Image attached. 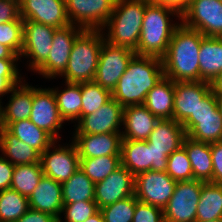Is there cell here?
Listing matches in <instances>:
<instances>
[{
	"label": "cell",
	"instance_id": "1",
	"mask_svg": "<svg viewBox=\"0 0 222 222\" xmlns=\"http://www.w3.org/2000/svg\"><path fill=\"white\" fill-rule=\"evenodd\" d=\"M204 37L180 22L162 57L164 76L174 82L200 81L199 50Z\"/></svg>",
	"mask_w": 222,
	"mask_h": 222
},
{
	"label": "cell",
	"instance_id": "2",
	"mask_svg": "<svg viewBox=\"0 0 222 222\" xmlns=\"http://www.w3.org/2000/svg\"><path fill=\"white\" fill-rule=\"evenodd\" d=\"M164 76L162 58L135 54L112 91L123 107L144 104L147 93Z\"/></svg>",
	"mask_w": 222,
	"mask_h": 222
},
{
	"label": "cell",
	"instance_id": "3",
	"mask_svg": "<svg viewBox=\"0 0 222 222\" xmlns=\"http://www.w3.org/2000/svg\"><path fill=\"white\" fill-rule=\"evenodd\" d=\"M171 16L181 21V16L170 8L153 2L146 4L139 44L135 50L137 55L162 58L166 54L171 37L180 25L179 22L173 23Z\"/></svg>",
	"mask_w": 222,
	"mask_h": 222
},
{
	"label": "cell",
	"instance_id": "4",
	"mask_svg": "<svg viewBox=\"0 0 222 222\" xmlns=\"http://www.w3.org/2000/svg\"><path fill=\"white\" fill-rule=\"evenodd\" d=\"M147 3L145 0H116L112 15L101 29L105 41L135 51L139 44Z\"/></svg>",
	"mask_w": 222,
	"mask_h": 222
},
{
	"label": "cell",
	"instance_id": "5",
	"mask_svg": "<svg viewBox=\"0 0 222 222\" xmlns=\"http://www.w3.org/2000/svg\"><path fill=\"white\" fill-rule=\"evenodd\" d=\"M105 41L101 29H84L75 39L64 73L60 76L68 83L94 80L101 46Z\"/></svg>",
	"mask_w": 222,
	"mask_h": 222
},
{
	"label": "cell",
	"instance_id": "6",
	"mask_svg": "<svg viewBox=\"0 0 222 222\" xmlns=\"http://www.w3.org/2000/svg\"><path fill=\"white\" fill-rule=\"evenodd\" d=\"M186 136L203 143L222 141V117L217 105V97L210 91L199 103L194 115L183 123Z\"/></svg>",
	"mask_w": 222,
	"mask_h": 222
},
{
	"label": "cell",
	"instance_id": "7",
	"mask_svg": "<svg viewBox=\"0 0 222 222\" xmlns=\"http://www.w3.org/2000/svg\"><path fill=\"white\" fill-rule=\"evenodd\" d=\"M168 157L163 150L149 147L146 140H122L120 160L134 176L145 171L166 172Z\"/></svg>",
	"mask_w": 222,
	"mask_h": 222
},
{
	"label": "cell",
	"instance_id": "8",
	"mask_svg": "<svg viewBox=\"0 0 222 222\" xmlns=\"http://www.w3.org/2000/svg\"><path fill=\"white\" fill-rule=\"evenodd\" d=\"M180 22L205 37L222 38V3L219 0H190Z\"/></svg>",
	"mask_w": 222,
	"mask_h": 222
},
{
	"label": "cell",
	"instance_id": "9",
	"mask_svg": "<svg viewBox=\"0 0 222 222\" xmlns=\"http://www.w3.org/2000/svg\"><path fill=\"white\" fill-rule=\"evenodd\" d=\"M200 180L176 182L173 195L163 209L165 222H196L202 185Z\"/></svg>",
	"mask_w": 222,
	"mask_h": 222
},
{
	"label": "cell",
	"instance_id": "10",
	"mask_svg": "<svg viewBox=\"0 0 222 222\" xmlns=\"http://www.w3.org/2000/svg\"><path fill=\"white\" fill-rule=\"evenodd\" d=\"M83 30L84 28L73 24L57 28L47 59L34 72L46 79L60 78L67 67L73 43Z\"/></svg>",
	"mask_w": 222,
	"mask_h": 222
},
{
	"label": "cell",
	"instance_id": "11",
	"mask_svg": "<svg viewBox=\"0 0 222 222\" xmlns=\"http://www.w3.org/2000/svg\"><path fill=\"white\" fill-rule=\"evenodd\" d=\"M135 54L130 48L114 46L104 41L93 81L112 93Z\"/></svg>",
	"mask_w": 222,
	"mask_h": 222
},
{
	"label": "cell",
	"instance_id": "12",
	"mask_svg": "<svg viewBox=\"0 0 222 222\" xmlns=\"http://www.w3.org/2000/svg\"><path fill=\"white\" fill-rule=\"evenodd\" d=\"M55 140L42 154L40 162L44 176L63 183L80 169V157L73 142L56 145ZM53 149V150H52Z\"/></svg>",
	"mask_w": 222,
	"mask_h": 222
},
{
	"label": "cell",
	"instance_id": "13",
	"mask_svg": "<svg viewBox=\"0 0 222 222\" xmlns=\"http://www.w3.org/2000/svg\"><path fill=\"white\" fill-rule=\"evenodd\" d=\"M116 0H65L70 24L84 29H102L115 7Z\"/></svg>",
	"mask_w": 222,
	"mask_h": 222
},
{
	"label": "cell",
	"instance_id": "14",
	"mask_svg": "<svg viewBox=\"0 0 222 222\" xmlns=\"http://www.w3.org/2000/svg\"><path fill=\"white\" fill-rule=\"evenodd\" d=\"M56 28L30 20H23V45L21 57L28 58L33 72L47 59L51 51Z\"/></svg>",
	"mask_w": 222,
	"mask_h": 222
},
{
	"label": "cell",
	"instance_id": "15",
	"mask_svg": "<svg viewBox=\"0 0 222 222\" xmlns=\"http://www.w3.org/2000/svg\"><path fill=\"white\" fill-rule=\"evenodd\" d=\"M176 181L166 172L145 171L135 176V196L138 201L162 210L173 195Z\"/></svg>",
	"mask_w": 222,
	"mask_h": 222
},
{
	"label": "cell",
	"instance_id": "16",
	"mask_svg": "<svg viewBox=\"0 0 222 222\" xmlns=\"http://www.w3.org/2000/svg\"><path fill=\"white\" fill-rule=\"evenodd\" d=\"M29 119L54 140H61L59 130L65 121L60 115L56 97L51 88L33 86L32 111Z\"/></svg>",
	"mask_w": 222,
	"mask_h": 222
},
{
	"label": "cell",
	"instance_id": "17",
	"mask_svg": "<svg viewBox=\"0 0 222 222\" xmlns=\"http://www.w3.org/2000/svg\"><path fill=\"white\" fill-rule=\"evenodd\" d=\"M123 109L114 98L92 114L83 116L76 125L74 134L122 133Z\"/></svg>",
	"mask_w": 222,
	"mask_h": 222
},
{
	"label": "cell",
	"instance_id": "18",
	"mask_svg": "<svg viewBox=\"0 0 222 222\" xmlns=\"http://www.w3.org/2000/svg\"><path fill=\"white\" fill-rule=\"evenodd\" d=\"M133 195H135V176L122 165L95 184L94 201L99 209Z\"/></svg>",
	"mask_w": 222,
	"mask_h": 222
},
{
	"label": "cell",
	"instance_id": "19",
	"mask_svg": "<svg viewBox=\"0 0 222 222\" xmlns=\"http://www.w3.org/2000/svg\"><path fill=\"white\" fill-rule=\"evenodd\" d=\"M20 15L23 20L63 28L70 24L65 0H20Z\"/></svg>",
	"mask_w": 222,
	"mask_h": 222
},
{
	"label": "cell",
	"instance_id": "20",
	"mask_svg": "<svg viewBox=\"0 0 222 222\" xmlns=\"http://www.w3.org/2000/svg\"><path fill=\"white\" fill-rule=\"evenodd\" d=\"M211 91V85L205 81L174 82L173 120L182 124L203 98Z\"/></svg>",
	"mask_w": 222,
	"mask_h": 222
},
{
	"label": "cell",
	"instance_id": "21",
	"mask_svg": "<svg viewBox=\"0 0 222 222\" xmlns=\"http://www.w3.org/2000/svg\"><path fill=\"white\" fill-rule=\"evenodd\" d=\"M71 140L77 148L80 159L120 156L121 133L73 134Z\"/></svg>",
	"mask_w": 222,
	"mask_h": 222
},
{
	"label": "cell",
	"instance_id": "22",
	"mask_svg": "<svg viewBox=\"0 0 222 222\" xmlns=\"http://www.w3.org/2000/svg\"><path fill=\"white\" fill-rule=\"evenodd\" d=\"M28 201L30 209L50 214L56 219L62 218L63 198L60 182L43 176Z\"/></svg>",
	"mask_w": 222,
	"mask_h": 222
},
{
	"label": "cell",
	"instance_id": "23",
	"mask_svg": "<svg viewBox=\"0 0 222 222\" xmlns=\"http://www.w3.org/2000/svg\"><path fill=\"white\" fill-rule=\"evenodd\" d=\"M7 105L0 103V127H7L10 123L29 119L32 111L33 86L22 81L10 92Z\"/></svg>",
	"mask_w": 222,
	"mask_h": 222
},
{
	"label": "cell",
	"instance_id": "24",
	"mask_svg": "<svg viewBox=\"0 0 222 222\" xmlns=\"http://www.w3.org/2000/svg\"><path fill=\"white\" fill-rule=\"evenodd\" d=\"M158 121L143 104L124 107L122 140H147Z\"/></svg>",
	"mask_w": 222,
	"mask_h": 222
},
{
	"label": "cell",
	"instance_id": "25",
	"mask_svg": "<svg viewBox=\"0 0 222 222\" xmlns=\"http://www.w3.org/2000/svg\"><path fill=\"white\" fill-rule=\"evenodd\" d=\"M186 137L182 124L173 119L159 120L147 138L149 147L163 150L168 157L173 151L178 150Z\"/></svg>",
	"mask_w": 222,
	"mask_h": 222
},
{
	"label": "cell",
	"instance_id": "26",
	"mask_svg": "<svg viewBox=\"0 0 222 222\" xmlns=\"http://www.w3.org/2000/svg\"><path fill=\"white\" fill-rule=\"evenodd\" d=\"M143 105L159 120L173 119L174 81L163 76L147 93Z\"/></svg>",
	"mask_w": 222,
	"mask_h": 222
},
{
	"label": "cell",
	"instance_id": "27",
	"mask_svg": "<svg viewBox=\"0 0 222 222\" xmlns=\"http://www.w3.org/2000/svg\"><path fill=\"white\" fill-rule=\"evenodd\" d=\"M0 152L14 166L32 163H41V154L19 140L5 127H0Z\"/></svg>",
	"mask_w": 222,
	"mask_h": 222
},
{
	"label": "cell",
	"instance_id": "28",
	"mask_svg": "<svg viewBox=\"0 0 222 222\" xmlns=\"http://www.w3.org/2000/svg\"><path fill=\"white\" fill-rule=\"evenodd\" d=\"M182 146L185 148L191 162L193 178L205 183H213L211 144L198 142L186 136Z\"/></svg>",
	"mask_w": 222,
	"mask_h": 222
},
{
	"label": "cell",
	"instance_id": "29",
	"mask_svg": "<svg viewBox=\"0 0 222 222\" xmlns=\"http://www.w3.org/2000/svg\"><path fill=\"white\" fill-rule=\"evenodd\" d=\"M200 81L211 83L222 72V38L204 37L199 50Z\"/></svg>",
	"mask_w": 222,
	"mask_h": 222
},
{
	"label": "cell",
	"instance_id": "30",
	"mask_svg": "<svg viewBox=\"0 0 222 222\" xmlns=\"http://www.w3.org/2000/svg\"><path fill=\"white\" fill-rule=\"evenodd\" d=\"M217 219H222V184L206 182L200 192L196 222Z\"/></svg>",
	"mask_w": 222,
	"mask_h": 222
},
{
	"label": "cell",
	"instance_id": "31",
	"mask_svg": "<svg viewBox=\"0 0 222 222\" xmlns=\"http://www.w3.org/2000/svg\"><path fill=\"white\" fill-rule=\"evenodd\" d=\"M64 85L65 87L62 91L58 87L51 88L56 97L58 110L64 121L78 122L81 119V83L65 82Z\"/></svg>",
	"mask_w": 222,
	"mask_h": 222
},
{
	"label": "cell",
	"instance_id": "32",
	"mask_svg": "<svg viewBox=\"0 0 222 222\" xmlns=\"http://www.w3.org/2000/svg\"><path fill=\"white\" fill-rule=\"evenodd\" d=\"M6 129L40 154L55 141L46 131L31 122L30 119L12 122Z\"/></svg>",
	"mask_w": 222,
	"mask_h": 222
},
{
	"label": "cell",
	"instance_id": "33",
	"mask_svg": "<svg viewBox=\"0 0 222 222\" xmlns=\"http://www.w3.org/2000/svg\"><path fill=\"white\" fill-rule=\"evenodd\" d=\"M63 204L94 201L95 183L80 169L67 181L61 183Z\"/></svg>",
	"mask_w": 222,
	"mask_h": 222
},
{
	"label": "cell",
	"instance_id": "34",
	"mask_svg": "<svg viewBox=\"0 0 222 222\" xmlns=\"http://www.w3.org/2000/svg\"><path fill=\"white\" fill-rule=\"evenodd\" d=\"M43 176L41 163L16 165L10 188L29 198Z\"/></svg>",
	"mask_w": 222,
	"mask_h": 222
},
{
	"label": "cell",
	"instance_id": "35",
	"mask_svg": "<svg viewBox=\"0 0 222 222\" xmlns=\"http://www.w3.org/2000/svg\"><path fill=\"white\" fill-rule=\"evenodd\" d=\"M29 209L28 197L11 188L0 191V222H16Z\"/></svg>",
	"mask_w": 222,
	"mask_h": 222
},
{
	"label": "cell",
	"instance_id": "36",
	"mask_svg": "<svg viewBox=\"0 0 222 222\" xmlns=\"http://www.w3.org/2000/svg\"><path fill=\"white\" fill-rule=\"evenodd\" d=\"M120 165V156H101L80 159V170L95 184L108 177Z\"/></svg>",
	"mask_w": 222,
	"mask_h": 222
},
{
	"label": "cell",
	"instance_id": "37",
	"mask_svg": "<svg viewBox=\"0 0 222 222\" xmlns=\"http://www.w3.org/2000/svg\"><path fill=\"white\" fill-rule=\"evenodd\" d=\"M81 118L92 114L112 98V93L94 81L81 83Z\"/></svg>",
	"mask_w": 222,
	"mask_h": 222
},
{
	"label": "cell",
	"instance_id": "38",
	"mask_svg": "<svg viewBox=\"0 0 222 222\" xmlns=\"http://www.w3.org/2000/svg\"><path fill=\"white\" fill-rule=\"evenodd\" d=\"M166 173L176 182L194 179L191 162L183 146L168 156Z\"/></svg>",
	"mask_w": 222,
	"mask_h": 222
},
{
	"label": "cell",
	"instance_id": "39",
	"mask_svg": "<svg viewBox=\"0 0 222 222\" xmlns=\"http://www.w3.org/2000/svg\"><path fill=\"white\" fill-rule=\"evenodd\" d=\"M137 201L133 195L99 210L105 222H132Z\"/></svg>",
	"mask_w": 222,
	"mask_h": 222
},
{
	"label": "cell",
	"instance_id": "40",
	"mask_svg": "<svg viewBox=\"0 0 222 222\" xmlns=\"http://www.w3.org/2000/svg\"><path fill=\"white\" fill-rule=\"evenodd\" d=\"M18 60L20 59H0V103L1 97L8 95L16 85L24 81L16 64Z\"/></svg>",
	"mask_w": 222,
	"mask_h": 222
},
{
	"label": "cell",
	"instance_id": "41",
	"mask_svg": "<svg viewBox=\"0 0 222 222\" xmlns=\"http://www.w3.org/2000/svg\"><path fill=\"white\" fill-rule=\"evenodd\" d=\"M99 211L95 201H79L70 204H63L62 213L64 221L59 218V222H84L89 217Z\"/></svg>",
	"mask_w": 222,
	"mask_h": 222
},
{
	"label": "cell",
	"instance_id": "42",
	"mask_svg": "<svg viewBox=\"0 0 222 222\" xmlns=\"http://www.w3.org/2000/svg\"><path fill=\"white\" fill-rule=\"evenodd\" d=\"M0 44L8 46L20 56L23 45V21L0 24Z\"/></svg>",
	"mask_w": 222,
	"mask_h": 222
},
{
	"label": "cell",
	"instance_id": "43",
	"mask_svg": "<svg viewBox=\"0 0 222 222\" xmlns=\"http://www.w3.org/2000/svg\"><path fill=\"white\" fill-rule=\"evenodd\" d=\"M132 222H165L163 210L137 201Z\"/></svg>",
	"mask_w": 222,
	"mask_h": 222
},
{
	"label": "cell",
	"instance_id": "44",
	"mask_svg": "<svg viewBox=\"0 0 222 222\" xmlns=\"http://www.w3.org/2000/svg\"><path fill=\"white\" fill-rule=\"evenodd\" d=\"M10 21H23L20 0H0V24Z\"/></svg>",
	"mask_w": 222,
	"mask_h": 222
},
{
	"label": "cell",
	"instance_id": "45",
	"mask_svg": "<svg viewBox=\"0 0 222 222\" xmlns=\"http://www.w3.org/2000/svg\"><path fill=\"white\" fill-rule=\"evenodd\" d=\"M213 183L222 184V141L211 144Z\"/></svg>",
	"mask_w": 222,
	"mask_h": 222
},
{
	"label": "cell",
	"instance_id": "46",
	"mask_svg": "<svg viewBox=\"0 0 222 222\" xmlns=\"http://www.w3.org/2000/svg\"><path fill=\"white\" fill-rule=\"evenodd\" d=\"M14 165L0 155V191L11 187Z\"/></svg>",
	"mask_w": 222,
	"mask_h": 222
},
{
	"label": "cell",
	"instance_id": "47",
	"mask_svg": "<svg viewBox=\"0 0 222 222\" xmlns=\"http://www.w3.org/2000/svg\"><path fill=\"white\" fill-rule=\"evenodd\" d=\"M57 219L50 214L29 209L16 222H55Z\"/></svg>",
	"mask_w": 222,
	"mask_h": 222
},
{
	"label": "cell",
	"instance_id": "48",
	"mask_svg": "<svg viewBox=\"0 0 222 222\" xmlns=\"http://www.w3.org/2000/svg\"><path fill=\"white\" fill-rule=\"evenodd\" d=\"M190 0H157L155 3L170 8L180 16L186 11Z\"/></svg>",
	"mask_w": 222,
	"mask_h": 222
},
{
	"label": "cell",
	"instance_id": "49",
	"mask_svg": "<svg viewBox=\"0 0 222 222\" xmlns=\"http://www.w3.org/2000/svg\"><path fill=\"white\" fill-rule=\"evenodd\" d=\"M211 91L216 97H222V72L218 74L210 83Z\"/></svg>",
	"mask_w": 222,
	"mask_h": 222
},
{
	"label": "cell",
	"instance_id": "50",
	"mask_svg": "<svg viewBox=\"0 0 222 222\" xmlns=\"http://www.w3.org/2000/svg\"><path fill=\"white\" fill-rule=\"evenodd\" d=\"M0 59H20V57L8 46L0 44Z\"/></svg>",
	"mask_w": 222,
	"mask_h": 222
},
{
	"label": "cell",
	"instance_id": "51",
	"mask_svg": "<svg viewBox=\"0 0 222 222\" xmlns=\"http://www.w3.org/2000/svg\"><path fill=\"white\" fill-rule=\"evenodd\" d=\"M84 222H105L100 210L95 213L93 216L86 219Z\"/></svg>",
	"mask_w": 222,
	"mask_h": 222
},
{
	"label": "cell",
	"instance_id": "52",
	"mask_svg": "<svg viewBox=\"0 0 222 222\" xmlns=\"http://www.w3.org/2000/svg\"><path fill=\"white\" fill-rule=\"evenodd\" d=\"M217 105H218V108L222 117V97H217Z\"/></svg>",
	"mask_w": 222,
	"mask_h": 222
},
{
	"label": "cell",
	"instance_id": "53",
	"mask_svg": "<svg viewBox=\"0 0 222 222\" xmlns=\"http://www.w3.org/2000/svg\"><path fill=\"white\" fill-rule=\"evenodd\" d=\"M208 222H222V219H217V220L208 221Z\"/></svg>",
	"mask_w": 222,
	"mask_h": 222
}]
</instances>
